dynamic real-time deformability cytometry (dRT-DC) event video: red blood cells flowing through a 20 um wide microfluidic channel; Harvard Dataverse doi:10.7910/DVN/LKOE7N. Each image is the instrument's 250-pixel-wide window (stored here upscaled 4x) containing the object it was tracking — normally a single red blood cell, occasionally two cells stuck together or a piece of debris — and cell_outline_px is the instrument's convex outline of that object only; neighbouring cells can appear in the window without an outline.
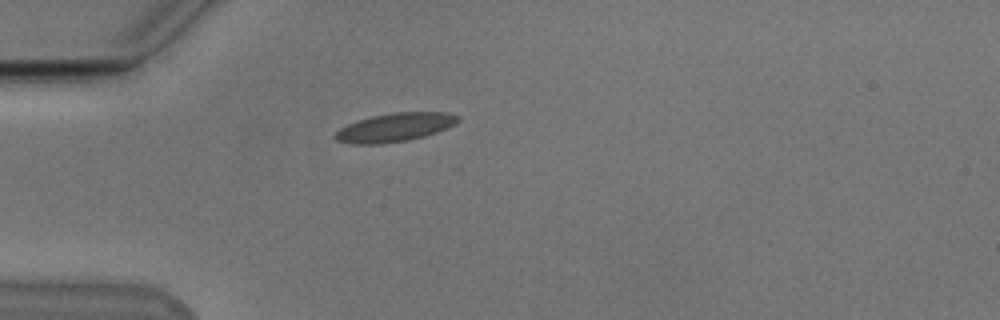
{"species": "Egyptian fruit bat (a non-hibernating species)", "species_latin": "Rousettus aegyptiacus", "temperature_condition": "cold", "stored_images_in_passage": 39, "camera_frame_rate_fps": 3000, "um_per_image_px": 0.085, "animal": {"sex": "male"}, "frame": {"image": 1, "passage_image": 1, "time_ms": 0.0, "image_size_px": [1000, 320], "cell_outline_px": [[460, 120], [456, 124], [436, 132], [424, 136], [408, 140], [380, 144], [352, 144], [336, 140], [332, 136], [340, 128], [348, 124], [372, 116], [392, 112], [448, 112], [460, 116]], "centroid_in_image_um": [33.58, 10.82], "position_along_channel_um": 51.4, "area_um2": 20.46}}
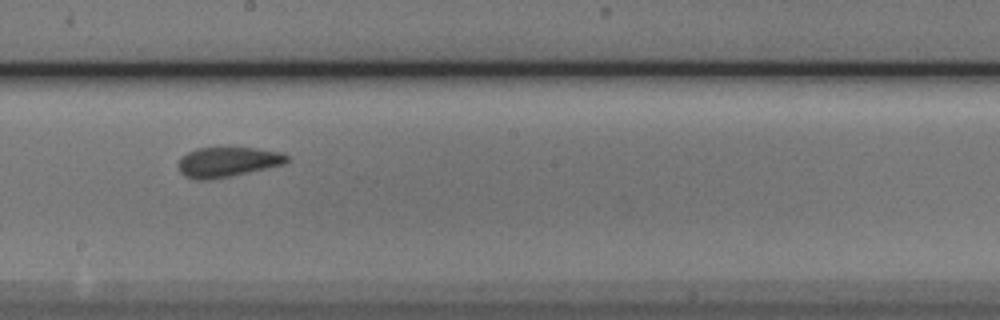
{"frame": {"image": 2, "passage_image": 16, "time_ms": 5.0, "image_size_px": [1000, 320], "cell_outline_px": [[288, 160], [284, 164], [268, 168], [232, 176], [212, 180], [192, 180], [184, 176], [180, 172], [176, 164], [188, 152], [196, 148], [256, 148], [280, 152], [288, 156]], "centroid_in_image_um": [19.31, 13.79], "position_along_channel_um": 228.9, "area_um2": 19.07}}
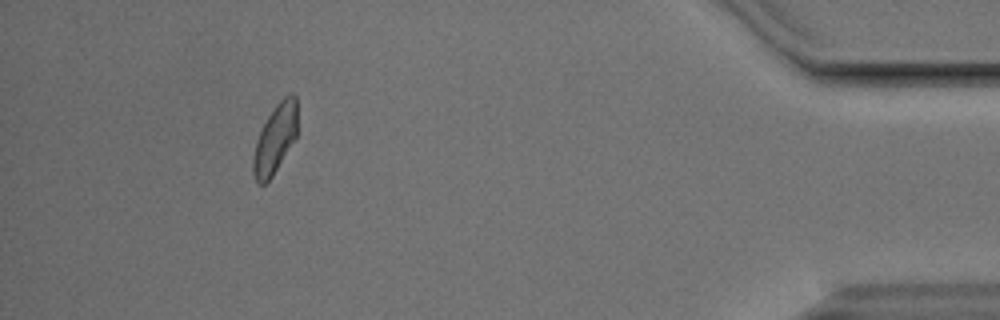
{"frame": {"image": 3, "passage_image": 35, "time_ms": 11.333, "image_size_px": [1000, 320], "cell_outline_px": [[296, 136], [272, 176], [264, 184], [256, 184], [252, 172], [252, 160], [256, 144], [260, 132], [268, 116], [276, 104], [284, 96], [292, 92], [296, 96]], "centroid_in_image_um": [23.36, 11.81], "position_along_channel_um": 411.8, "area_um2": 17.4}, "authors_computed_cell_mechanics": {"area_um2": 18.9584, "velocity_mm_per_s": 3.8105, "shape_relaxation_time_tau1_ms": 11.2118, "shape_relaxation_time_tau2_ms": 1.0044, "deformation_change_tau1": 0.2169, "deformation_change_tau2": 0.0545}}